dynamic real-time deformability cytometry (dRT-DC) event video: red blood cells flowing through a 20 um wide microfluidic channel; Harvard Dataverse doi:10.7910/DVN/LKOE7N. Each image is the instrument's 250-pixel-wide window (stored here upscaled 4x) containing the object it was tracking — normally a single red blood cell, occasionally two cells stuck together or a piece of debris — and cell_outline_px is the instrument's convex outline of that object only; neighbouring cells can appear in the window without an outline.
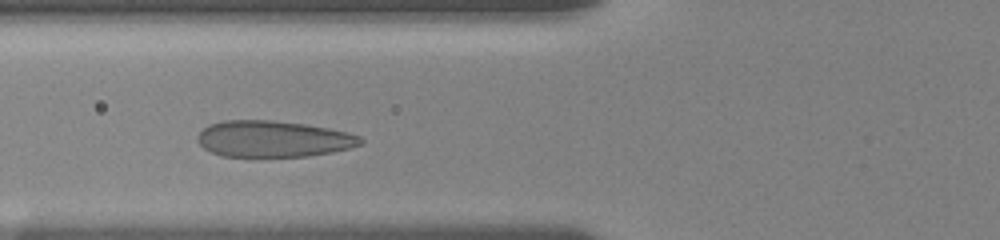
{"species": "human", "species_latin": "Homo sapiens", "temperature_condition": "room temperature", "stored_images_in_passage": 39, "camera_frame_rate_fps": 3000, "um_per_image_px": 0.085, "donor": {"sex": "female"}, "frame": {"image": 1, "passage_image": 12, "time_ms": 3.667, "image_size_px": [1000, 240], "cell_outline_px": [[364, 140], [360, 144], [348, 148], [332, 152], [308, 156], [220, 156], [204, 148], [196, 140], [196, 136], [208, 124], [224, 120], [272, 120], [304, 124], [328, 128], [348, 132], [360, 136]], "centroid_in_image_um": [23.19, 11.8], "position_along_channel_um": 102.6, "area_um2": 34.45}}
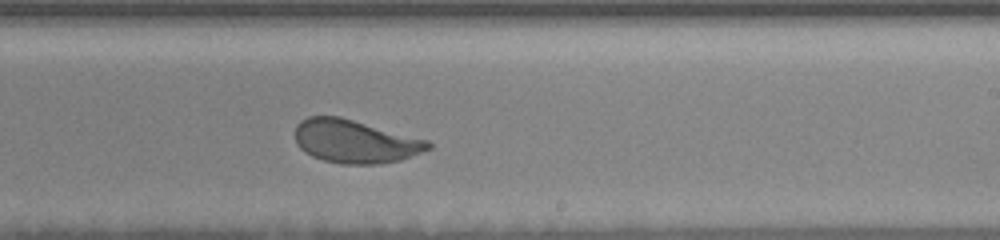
{"frame": {"image": 2, "passage_image": 25, "time_ms": 8.0, "image_size_px": [1000, 240], "cell_outline_px": [[432, 148], [400, 160], [376, 164], [340, 164], [324, 160], [312, 156], [304, 152], [296, 144], [296, 124], [300, 120], [308, 116], [340, 116], [428, 140], [432, 144]], "centroid_in_image_um": [30.16, 12.01], "position_along_channel_um": 258.8, "area_um2": 33.58}}
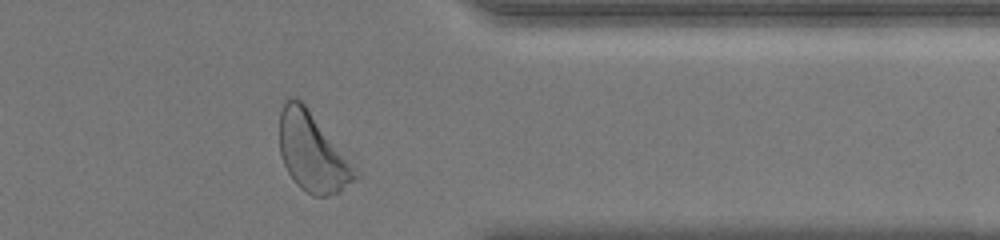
{"frame": {"image": 3, "passage_image": 36, "time_ms": 11.667, "image_size_px": [1000, 240], "cell_outline_px": [[360, 176], [356, 180], [340, 192], [324, 196], [312, 196], [300, 188], [296, 184], [288, 172], [284, 164], [280, 152], [280, 112], [284, 104], [292, 96], [296, 96], [304, 104]], "centroid_in_image_um": [26.52, 12.99], "position_along_channel_um": 384.9, "area_um2": 33.7}, "authors_computed_cell_mechanics": {"area_um2": 34.1598, "velocity_mm_per_s": 3.6071, "shape_relaxation_time_tau1_ms": 3.4268, "shape_relaxation_time_tau2_ms": null, "deformation_change_tau1": 0.1441, "deformation_change_tau2": null}}